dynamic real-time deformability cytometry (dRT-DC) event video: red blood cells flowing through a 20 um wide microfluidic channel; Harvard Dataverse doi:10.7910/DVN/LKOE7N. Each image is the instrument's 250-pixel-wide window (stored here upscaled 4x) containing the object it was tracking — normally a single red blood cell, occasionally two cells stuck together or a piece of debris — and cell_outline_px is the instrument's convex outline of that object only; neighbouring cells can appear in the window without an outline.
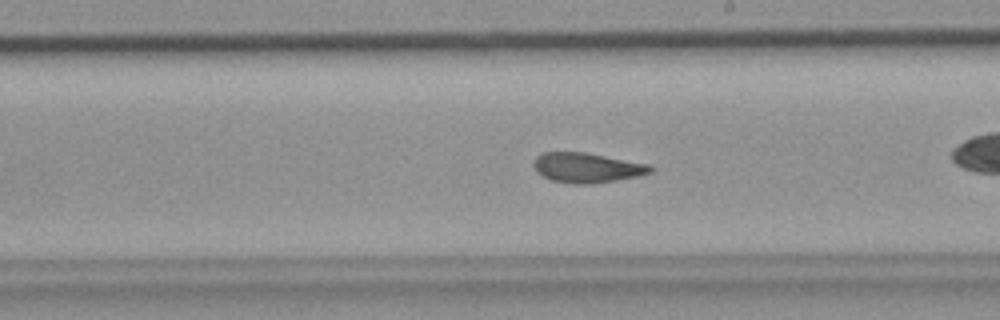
{"species": "common noctule bat (a hibernating species)", "species_latin": "Nyctalus noctula", "temperature_condition": "room temperature", "stored_images_in_passage": 38, "camera_frame_rate_fps": 3000, "um_per_image_px": 0.085, "animal": {"sex": "female", "body_mass_g": 19.9}, "frame": {"image": 1, "passage_image": 17, "time_ms": 5.333, "image_size_px": [1000, 320], "cell_outline_px": [[652, 172], [636, 176], [616, 180], [592, 184], [572, 184], [552, 180], [536, 172], [532, 164], [536, 156], [540, 152], [584, 152], [648, 164], [652, 168]], "centroid_in_image_um": [49.83, 14.25], "position_along_channel_um": 239.2, "area_um2": 20.23}}
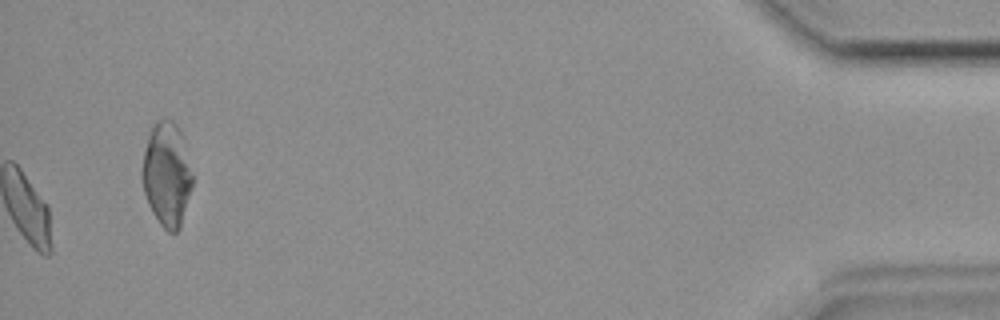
{"frame": {"image": 2, "passage_image": 38, "time_ms": 12.333, "image_size_px": [1000, 320], "cell_outline_px": [[192, 188], [180, 228], [176, 232], [168, 232], [160, 224], [152, 212], [148, 204], [144, 192], [140, 176], [140, 172], [144, 152], [148, 136], [152, 124], [156, 120], [172, 120], [180, 128], [192, 172]], "centroid_in_image_um": [14.16, 14.82], "position_along_channel_um": 421.0, "area_um2": 30.75}}